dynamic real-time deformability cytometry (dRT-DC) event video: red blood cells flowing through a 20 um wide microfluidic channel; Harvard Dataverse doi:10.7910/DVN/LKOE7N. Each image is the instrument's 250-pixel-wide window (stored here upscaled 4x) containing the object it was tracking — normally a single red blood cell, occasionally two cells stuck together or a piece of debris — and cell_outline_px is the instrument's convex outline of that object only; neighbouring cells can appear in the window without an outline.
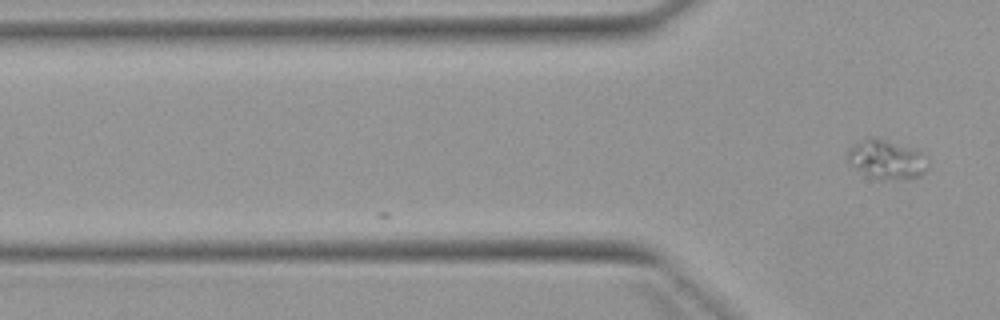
{"species": "Egyptian fruit bat (a non-hibernating species)", "species_latin": "Rousettus aegyptiacus", "temperature_condition": "warm", "stored_images_in_passage": 2, "camera_frame_rate_fps": 3000, "um_per_image_px": 0.085, "animal": {"sex": "female"}, "frame": {"image": 1, "passage_image": 2, "time_ms": 1.333, "image_size_px": [1000, 320], "cell_outline_px": [[928, 168], [920, 176], [880, 180], [856, 168], [848, 160], [848, 152], [860, 140], [868, 136], [872, 136], [916, 148], [924, 152], [928, 156]], "centroid_in_image_um": [75.45, 13.51], "position_along_channel_um": 50.4, "area_um2": 18.21}}